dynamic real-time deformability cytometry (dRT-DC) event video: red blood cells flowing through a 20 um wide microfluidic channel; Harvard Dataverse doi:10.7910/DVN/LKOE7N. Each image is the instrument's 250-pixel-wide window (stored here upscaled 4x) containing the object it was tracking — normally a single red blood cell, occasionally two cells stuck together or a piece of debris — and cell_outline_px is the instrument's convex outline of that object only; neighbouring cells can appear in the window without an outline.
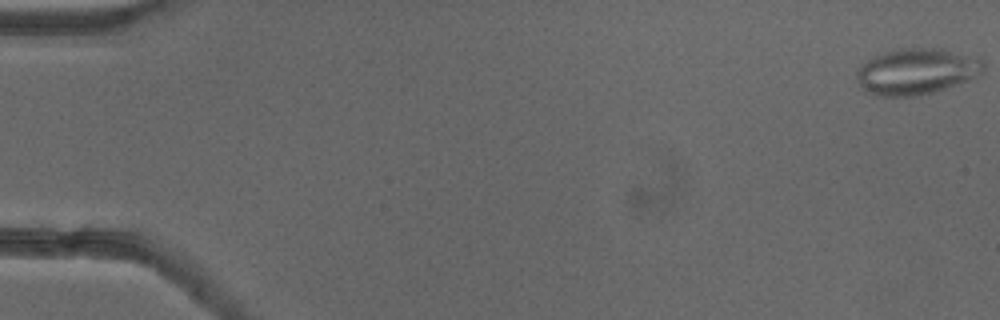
{"species": "common noctule bat (a hibernating species)", "species_latin": "Nyctalus noctula", "temperature_condition": "cold", "stored_images_in_passage": 10, "camera_frame_rate_fps": 3000, "um_per_image_px": 0.085, "animal": {"sex": "female"}, "frame": {"image": 1, "passage_image": 1, "time_ms": 0.0, "image_size_px": [1000, 320], "cell_outline_px": [[984, 68], [980, 72], [968, 80], [932, 92], [916, 96], [876, 96], [864, 92], [856, 76], [856, 72], [868, 60], [884, 52], [900, 48], [940, 48], [984, 60]], "centroid_in_image_um": [77.87, 6.08], "position_along_channel_um": 7.1, "area_um2": 33.58}}